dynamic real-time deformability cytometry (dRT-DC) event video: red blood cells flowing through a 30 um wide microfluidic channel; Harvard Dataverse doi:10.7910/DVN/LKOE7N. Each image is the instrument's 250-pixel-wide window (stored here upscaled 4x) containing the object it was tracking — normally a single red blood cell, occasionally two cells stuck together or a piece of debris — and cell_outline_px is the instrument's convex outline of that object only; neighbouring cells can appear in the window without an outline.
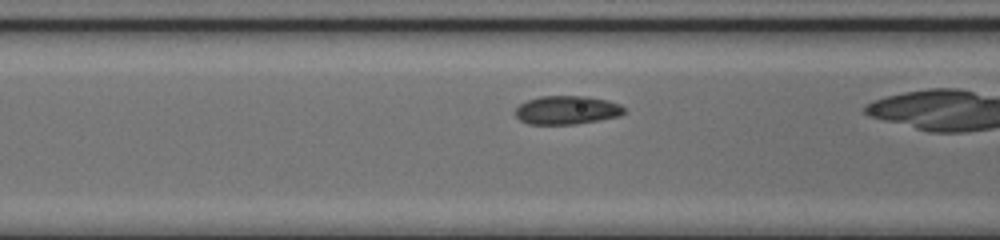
{"species": "common noctule bat (a hibernating species)", "species_latin": "Nyctalus noctula", "temperature_condition": "cold", "stored_images_in_passage": 27, "camera_frame_rate_fps": 3000, "um_per_image_px": 0.085, "animal": {"sex": "female", "body_mass_g": 17.0, "forearm_length_mm": 48.0}, "frame": {"image": 1, "passage_image": 8, "time_ms": 2.333, "image_size_px": [1000, 240], "cell_outline_px": [[624, 112], [620, 116], [600, 120], [576, 124], [528, 124], [520, 120], [516, 116], [516, 108], [520, 104], [528, 100], [540, 96], [584, 96], [608, 100], [620, 104], [624, 108]], "centroid_in_image_um": [48.19, 9.36], "position_along_channel_um": 118.4, "area_um2": 18.09}}
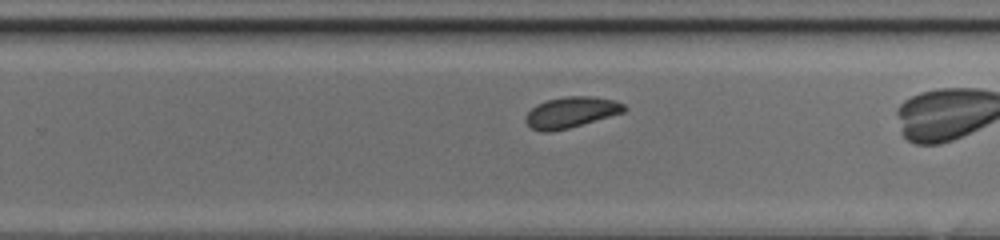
{"frame": {"image": 2, "passage_image": 20, "time_ms": 6.333, "image_size_px": [1000, 240], "cell_outline_px": [[628, 108], [624, 112], [568, 128], [548, 132], [540, 132], [532, 128], [524, 120], [524, 116], [536, 104], [548, 100], [564, 96], [592, 96], [616, 100], [624, 104]], "centroid_in_image_um": [48.54, 9.54], "position_along_channel_um": 281.3, "area_um2": 17.74}}
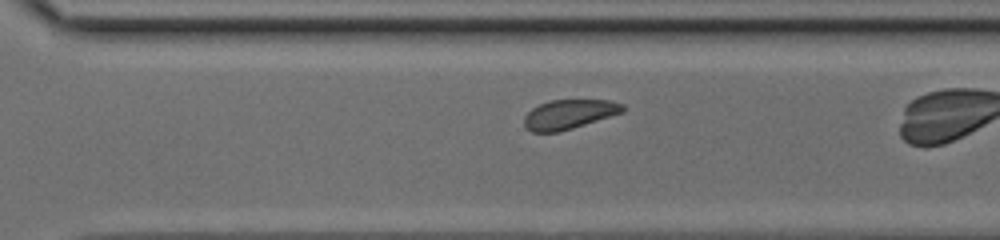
{"frame": {"image": 3, "passage_image": 23, "time_ms": 7.333, "image_size_px": [1000, 240], "cell_outline_px": [[624, 112], [560, 132], [532, 132], [524, 124], [524, 116], [532, 108], [540, 104], [552, 100], [608, 100], [624, 104]], "centroid_in_image_um": [48.38, 9.71], "position_along_channel_um": 322.2, "area_um2": 16.82}}